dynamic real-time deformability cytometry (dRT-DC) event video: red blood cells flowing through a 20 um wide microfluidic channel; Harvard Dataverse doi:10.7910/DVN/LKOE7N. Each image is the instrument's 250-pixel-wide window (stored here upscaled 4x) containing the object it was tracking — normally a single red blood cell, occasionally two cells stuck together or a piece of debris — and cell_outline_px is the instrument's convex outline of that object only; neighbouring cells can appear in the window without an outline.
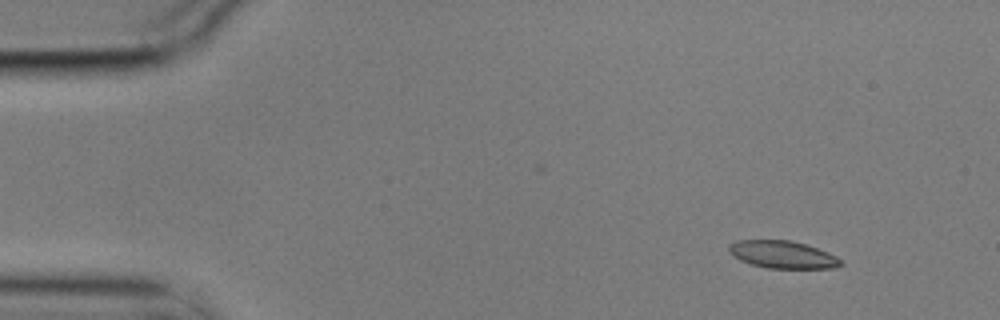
{"species": "common noctule bat (a hibernating species)", "species_latin": "Nyctalus noctula", "temperature_condition": "cold", "stored_images_in_passage": 52, "camera_frame_rate_fps": 3000, "um_per_image_px": 0.085, "animal": {"sex": "male", "body_mass_g": 17.9}, "frame": {"image": 1, "passage_image": 1, "time_ms": 0.0, "image_size_px": [1000, 320], "cell_outline_px": [[844, 264], [836, 268], [768, 268], [752, 264], [740, 260], [732, 256], [728, 252], [728, 244], [736, 240], [788, 240], [804, 244], [828, 252], [836, 256]], "centroid_in_image_um": [66.49, 21.64], "position_along_channel_um": 18.5, "area_um2": 17.92}}
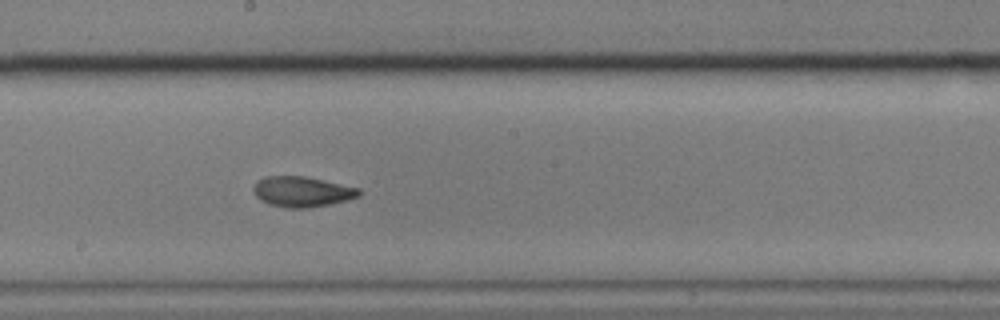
{"frame": {"image": 2, "passage_image": 26, "time_ms": 8.333, "image_size_px": [1000, 320], "cell_outline_px": [[360, 196], [328, 204], [308, 208], [288, 208], [268, 204], [260, 200], [252, 192], [252, 188], [260, 180], [268, 176], [304, 176], [324, 180], [360, 188]], "centroid_in_image_um": [25.66, 16.29], "position_along_channel_um": 222.5, "area_um2": 18.55}}
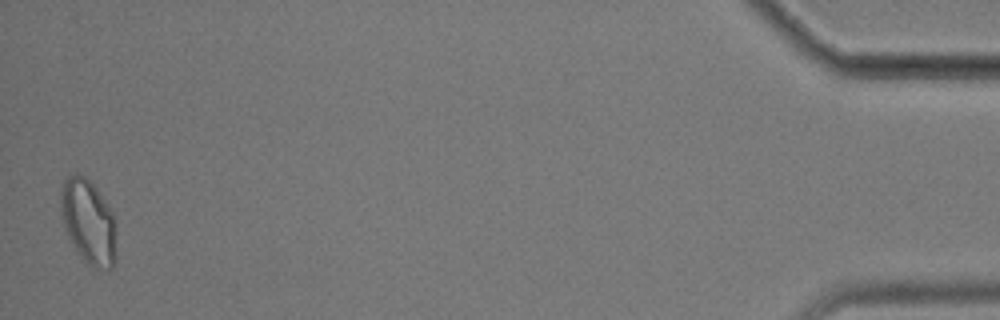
{"frame": {"image": 3, "passage_image": 51, "time_ms": 16.667, "image_size_px": [1000, 320], "cell_outline_px": [[116, 260], [112, 268], [92, 268], [76, 252], [64, 224], [60, 212], [60, 196], [64, 180], [68, 176], [76, 172], [84, 176], [96, 188], [108, 204], [116, 220]], "centroid_in_image_um": [7.54, 18.86], "position_along_channel_um": 427.7, "area_um2": 27.63}, "authors_computed_cell_mechanics": {"area_um2": 18.8428, "velocity_mm_per_s": 3.5226, "shape_relaxation_time_tau1_ms": 8.6174, "shape_relaxation_time_tau2_ms": 1.8307, "deformation_change_tau1": 0.1783, "deformation_change_tau2": 0.0716}}